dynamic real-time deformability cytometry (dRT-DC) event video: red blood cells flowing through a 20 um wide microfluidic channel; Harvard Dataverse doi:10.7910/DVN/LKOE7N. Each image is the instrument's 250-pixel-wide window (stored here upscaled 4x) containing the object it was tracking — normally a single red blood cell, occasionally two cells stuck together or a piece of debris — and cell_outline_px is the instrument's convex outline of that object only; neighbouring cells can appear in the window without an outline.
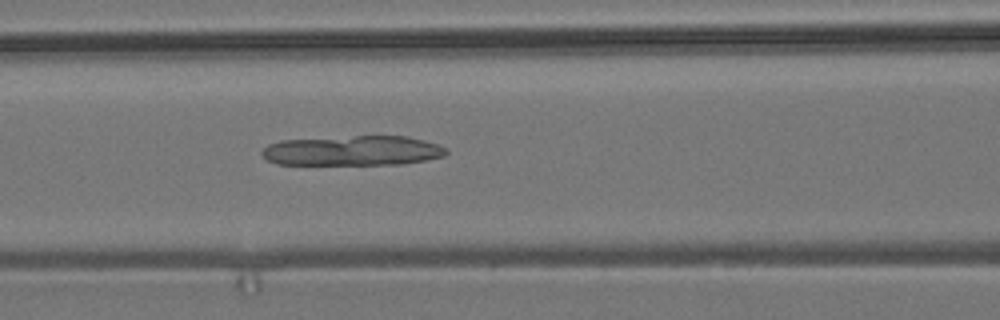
{"species": "common noctule bat (a hibernating species)", "species_latin": "Nyctalus noctula", "temperature_condition": "room temperature", "stored_images_in_passage": 51, "camera_frame_rate_fps": 3000, "um_per_image_px": 0.085, "animal": {"sex": "male", "body_mass_g": 19.2, "forearm_length_mm": 51.8}, "frame": {"image": 1, "passage_image": 19, "time_ms": 6.0, "image_size_px": [1000, 320], "cell_outline_px": [[448, 152], [444, 156], [404, 164], [276, 164], [268, 160], [260, 152], [268, 144], [280, 140], [356, 136], [408, 136], [424, 140], [436, 144], [444, 148]], "centroid_in_image_um": [29.96, 12.8], "position_along_channel_um": 136.6, "area_um2": 31.96}}
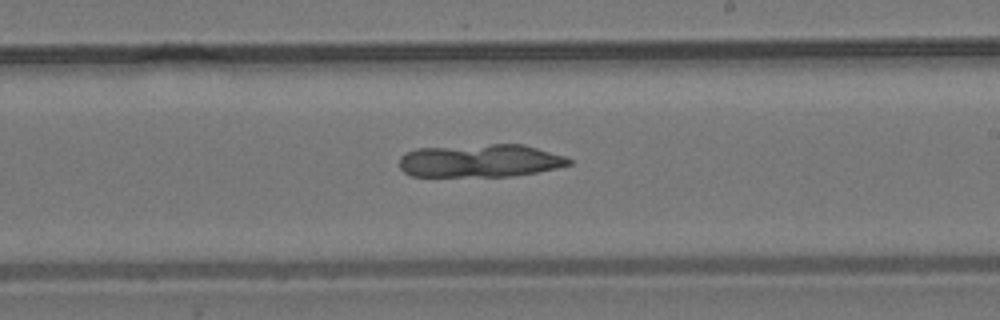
{"frame": {"image": 2, "passage_image": 28, "time_ms": 9.0, "image_size_px": [1000, 320], "cell_outline_px": [[572, 164], [556, 168], [536, 172], [508, 176], [412, 176], [404, 172], [400, 168], [400, 156], [416, 148], [492, 144], [524, 144], [564, 156], [572, 160]], "centroid_in_image_um": [40.81, 13.66], "position_along_channel_um": 248.2, "area_um2": 32.48}}
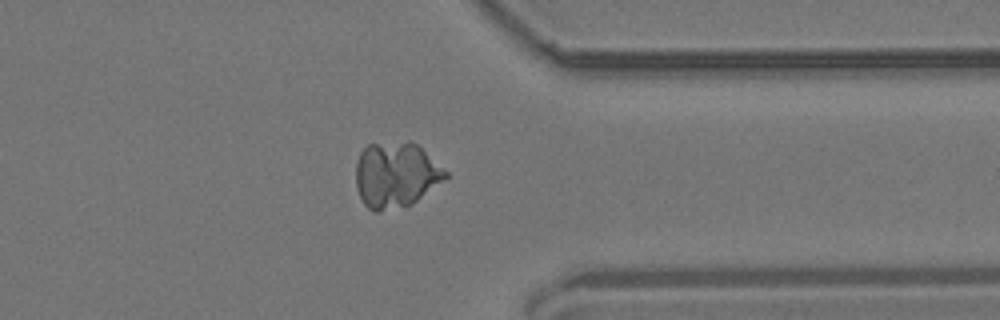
{"frame": {"image": 3, "passage_image": 39, "time_ms": 12.667, "image_size_px": [1000, 320], "cell_outline_px": [[448, 176], [444, 180], [412, 204], [376, 212], [372, 212], [364, 204], [356, 188], [356, 164], [360, 152], [368, 144], [408, 140], [416, 144], [448, 172]], "centroid_in_image_um": [33.63, 14.85], "position_along_channel_um": 377.8, "area_um2": 34.22}}